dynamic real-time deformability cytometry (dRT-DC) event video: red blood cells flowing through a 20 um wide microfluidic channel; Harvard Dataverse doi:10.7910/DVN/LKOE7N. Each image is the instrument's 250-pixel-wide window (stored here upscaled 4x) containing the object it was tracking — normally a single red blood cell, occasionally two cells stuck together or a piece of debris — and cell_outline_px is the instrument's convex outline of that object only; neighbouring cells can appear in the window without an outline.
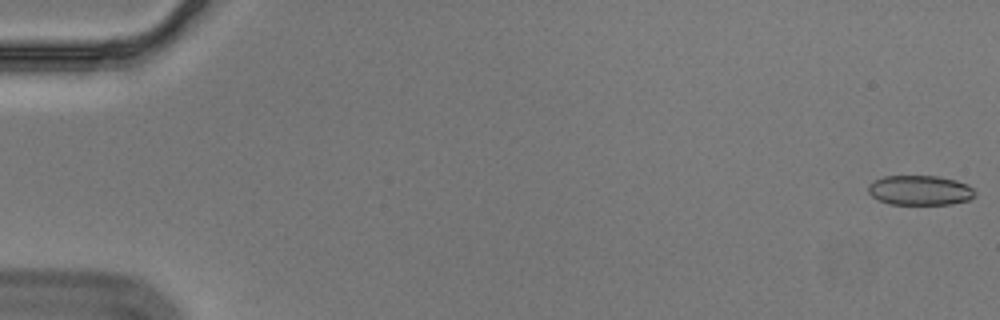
{"species": "Egyptian fruit bat (a non-hibernating species)", "species_latin": "Rousettus aegyptiacus", "temperature_condition": "cold", "stored_images_in_passage": 57, "camera_frame_rate_fps": 3000, "um_per_image_px": 0.085, "animal": {"sex": "male"}, "frame": {"image": 1, "passage_image": 1, "time_ms": 0.0, "image_size_px": [1000, 320], "cell_outline_px": [[976, 196], [968, 200], [952, 204], [888, 204], [872, 196], [868, 192], [868, 184], [884, 176], [936, 176], [956, 180], [968, 184], [976, 192]], "centroid_in_image_um": [78.22, 16.17], "position_along_channel_um": 6.8, "area_um2": 18.55}}
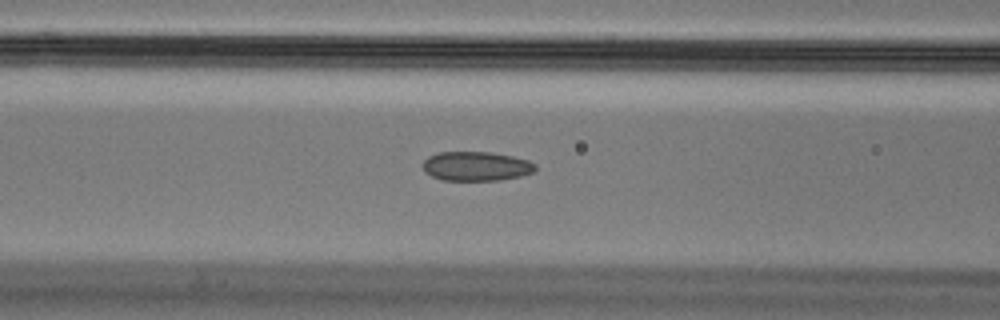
{"frame": {"image": 2, "passage_image": 24, "time_ms": 7.667, "image_size_px": [1000, 320], "cell_outline_px": [[536, 168], [532, 172], [520, 176], [500, 180], [444, 180], [432, 176], [424, 172], [420, 164], [428, 156], [436, 152], [492, 152], [512, 156], [528, 160], [536, 164]], "centroid_in_image_um": [40.43, 14.12], "position_along_channel_um": 126.2, "area_um2": 19.36}}
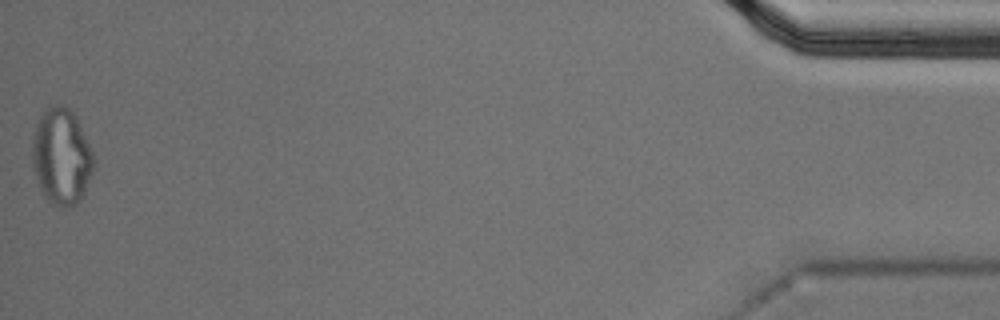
{"frame": {"image": 3, "passage_image": 57, "time_ms": 18.667, "image_size_px": [1000, 320], "cell_outline_px": [[96, 160], [92, 172], [84, 192], [80, 200], [76, 204], [64, 208], [60, 208], [52, 204], [44, 196], [36, 180], [32, 168], [32, 140], [36, 124], [44, 108], [56, 104], [64, 104], [76, 116]], "centroid_in_image_um": [5.21, 13.3], "position_along_channel_um": 430.0, "area_um2": 34.85}, "authors_computed_cell_mechanics": {"area_um2": 19.7676, "velocity_mm_per_s": 3.5647, "shape_relaxation_time_tau1_ms": null, "shape_relaxation_time_tau2_ms": 3.0839, "deformation_change_tau1": null, "deformation_change_tau2": 0.0933}}